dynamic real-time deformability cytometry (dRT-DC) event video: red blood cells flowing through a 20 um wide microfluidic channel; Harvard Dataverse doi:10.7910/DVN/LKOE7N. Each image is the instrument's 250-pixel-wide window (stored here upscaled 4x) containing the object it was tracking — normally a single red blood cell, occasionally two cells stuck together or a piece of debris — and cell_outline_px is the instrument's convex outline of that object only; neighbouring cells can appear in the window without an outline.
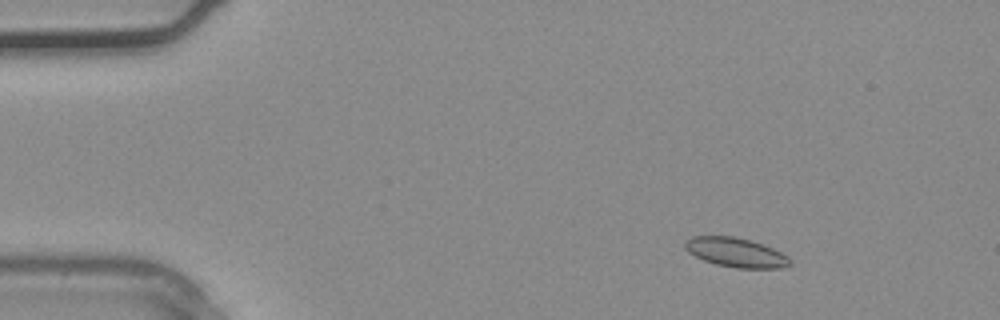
{"species": "common noctule bat (a hibernating species)", "species_latin": "Nyctalus noctula", "temperature_condition": "warm", "stored_images_in_passage": 4, "camera_frame_rate_fps": 3000, "um_per_image_px": 0.085, "animal": {"sex": "male", "body_mass_g": 20.4}, "frame": {"image": 1, "passage_image": 2, "time_ms": 0.333, "image_size_px": [1000, 320], "cell_outline_px": [[792, 264], [784, 268], [736, 268], [716, 264], [704, 260], [688, 252], [684, 248], [684, 240], [692, 236], [732, 236], [752, 240], [764, 244], [788, 256], [792, 260]], "centroid_in_image_um": [62.56, 21.45], "position_along_channel_um": 22.4, "area_um2": 18.15}}